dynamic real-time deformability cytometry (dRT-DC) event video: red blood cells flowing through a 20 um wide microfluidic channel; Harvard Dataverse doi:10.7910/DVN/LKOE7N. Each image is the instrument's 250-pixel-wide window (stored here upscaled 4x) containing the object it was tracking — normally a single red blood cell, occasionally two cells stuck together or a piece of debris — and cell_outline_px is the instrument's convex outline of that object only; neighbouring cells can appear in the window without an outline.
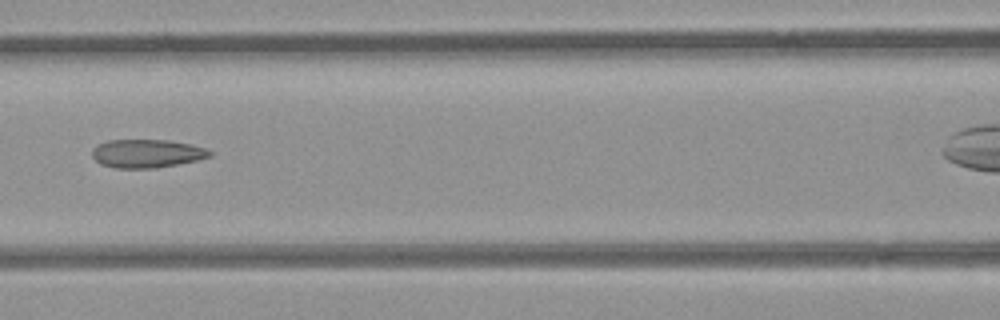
{"species": "common noctule bat (a hibernating species)", "species_latin": "Nyctalus noctula", "temperature_condition": "room temperature", "stored_images_in_passage": 5, "camera_frame_rate_fps": 3000, "um_per_image_px": 0.085, "animal": {"sex": "female", "body_mass_g": 21.9}, "frame": {"image": 1, "passage_image": 4, "time_ms": 3.333, "image_size_px": [1000, 320], "cell_outline_px": [[212, 156], [196, 160], [156, 168], [116, 168], [100, 164], [92, 156], [92, 148], [96, 144], [108, 140], [168, 140], [192, 144], [204, 148], [212, 152]], "centroid_in_image_um": [12.45, 13.04], "position_along_channel_um": 154.2, "area_um2": 19.48}}